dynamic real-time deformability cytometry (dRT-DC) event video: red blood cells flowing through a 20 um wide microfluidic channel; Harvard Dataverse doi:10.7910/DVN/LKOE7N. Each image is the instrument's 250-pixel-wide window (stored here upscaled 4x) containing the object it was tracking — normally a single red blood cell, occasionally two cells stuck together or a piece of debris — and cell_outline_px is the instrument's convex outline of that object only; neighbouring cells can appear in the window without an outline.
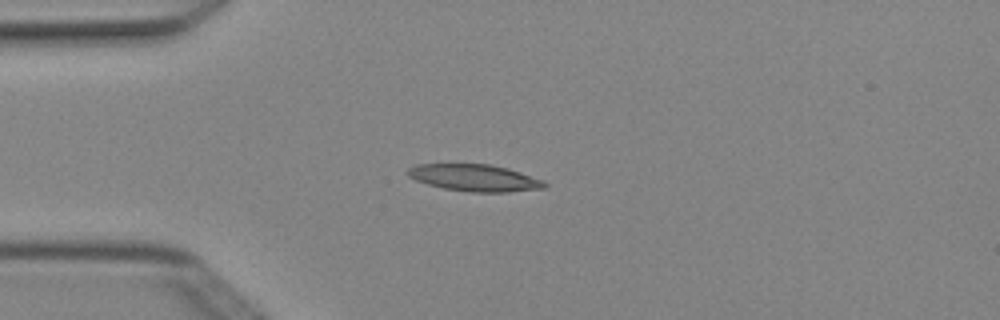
{"species": "Egyptian fruit bat (a non-hibernating species)", "species_latin": "Rousettus aegyptiacus", "temperature_condition": "cold", "stored_images_in_passage": 2, "camera_frame_rate_fps": 3000, "um_per_image_px": 0.085, "animal": {"sex": "female"}, "frame": {"image": 1, "passage_image": 2, "time_ms": 0.333, "image_size_px": [1000, 320], "cell_outline_px": [[548, 184], [544, 188], [508, 192], [468, 192], [444, 188], [428, 184], [416, 180], [408, 176], [408, 168], [416, 164], [492, 164], [508, 168], [544, 180]], "centroid_in_image_um": [40.37, 15.11], "position_along_channel_um": 44.6, "area_um2": 21.44}}